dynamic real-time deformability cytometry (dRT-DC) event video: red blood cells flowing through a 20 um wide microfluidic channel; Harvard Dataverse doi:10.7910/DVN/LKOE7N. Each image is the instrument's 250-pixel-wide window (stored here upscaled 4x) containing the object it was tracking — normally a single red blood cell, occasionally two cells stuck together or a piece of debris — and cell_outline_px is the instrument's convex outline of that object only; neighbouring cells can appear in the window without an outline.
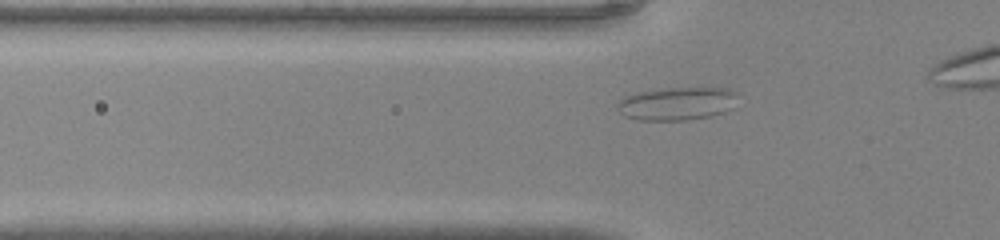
{"species": "common noctule bat (a hibernating species)", "species_latin": "Nyctalus noctula", "temperature_condition": "warm", "stored_images_in_passage": 29, "camera_frame_rate_fps": 3000, "um_per_image_px": 0.085, "animal": {"sex": "male", "body_mass_g": 20.0, "forearm_length_mm": 53.3}, "frame": {"image": 1, "passage_image": 6, "time_ms": 1.667, "image_size_px": [1000, 240], "cell_outline_px": [[736, 108], [712, 116], [688, 120], [640, 120], [624, 116], [616, 108], [616, 104], [624, 96], [636, 92], [664, 88], [728, 88], [736, 92]], "centroid_in_image_um": [57.56, 8.81], "position_along_channel_um": 68.2, "area_um2": 23.58}}
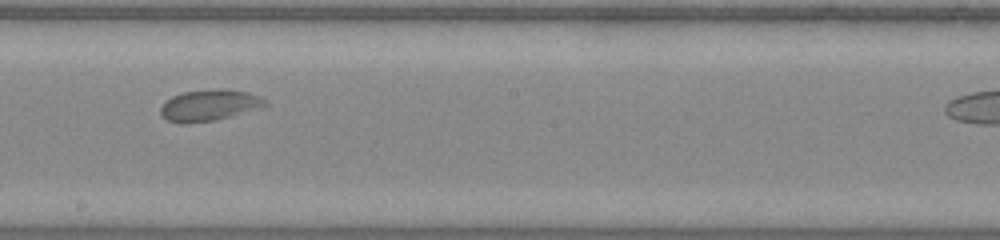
{"frame": {"image": 2, "passage_image": 17, "time_ms": 5.333, "image_size_px": [1000, 240], "cell_outline_px": [[268, 104], [264, 108], [216, 120], [184, 124], [180, 124], [168, 120], [160, 116], [160, 108], [172, 96], [184, 92], [220, 88], [224, 88], [248, 92], [260, 96], [268, 100]], "centroid_in_image_um": [17.85, 8.95], "position_along_channel_um": 230.3, "area_um2": 19.42}}
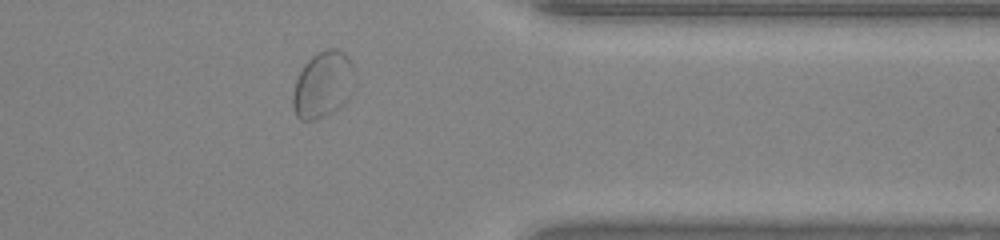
{"frame": {"image": 3, "passage_image": 28, "time_ms": 9.0, "image_size_px": [1000, 240], "cell_outline_px": [[356, 88], [348, 100], [344, 104], [332, 112], [316, 120], [300, 120], [296, 116], [292, 108], [292, 92], [296, 80], [304, 64], [312, 56], [328, 48], [336, 48], [344, 52], [348, 56], [352, 64], [356, 76]], "centroid_in_image_um": [27.49, 7.21], "position_along_channel_um": 383.9, "area_um2": 24.57}}